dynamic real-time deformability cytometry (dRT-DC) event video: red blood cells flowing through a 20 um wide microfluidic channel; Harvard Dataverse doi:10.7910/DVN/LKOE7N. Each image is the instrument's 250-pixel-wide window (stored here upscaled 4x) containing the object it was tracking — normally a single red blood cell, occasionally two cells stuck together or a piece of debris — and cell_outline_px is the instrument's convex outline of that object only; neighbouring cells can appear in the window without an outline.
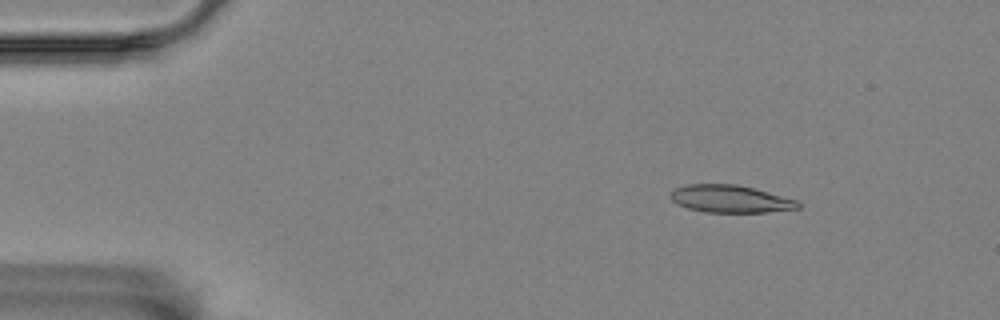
{"species": "Egyptian fruit bat (a non-hibernating species)", "species_latin": "Rousettus aegyptiacus", "temperature_condition": "room temperature", "stored_images_in_passage": 54, "camera_frame_rate_fps": 3000, "um_per_image_px": 0.085, "animal": {"sex": "female"}, "frame": {"image": 1, "passage_image": 7, "time_ms": 2.0, "image_size_px": [1000, 320], "cell_outline_px": [[800, 208], [768, 212], [704, 212], [688, 208], [672, 200], [672, 192], [676, 188], [688, 184], [736, 184], [752, 188], [796, 200], [800, 204]], "centroid_in_image_um": [62.09, 16.91], "position_along_channel_um": 22.9, "area_um2": 20.0}}
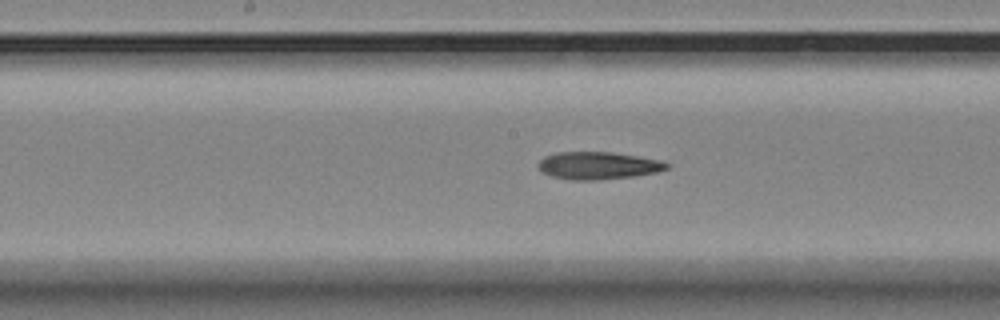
{"frame": {"image": 2, "passage_image": 28, "time_ms": 9.0, "image_size_px": [1000, 320], "cell_outline_px": [[672, 164], [668, 168], [656, 172], [632, 176], [600, 180], [572, 180], [552, 176], [544, 172], [540, 168], [540, 160], [544, 156], [556, 152], [612, 152], [660, 160]], "centroid_in_image_um": [50.87, 14.07], "position_along_channel_um": 197.3, "area_um2": 20.4}}
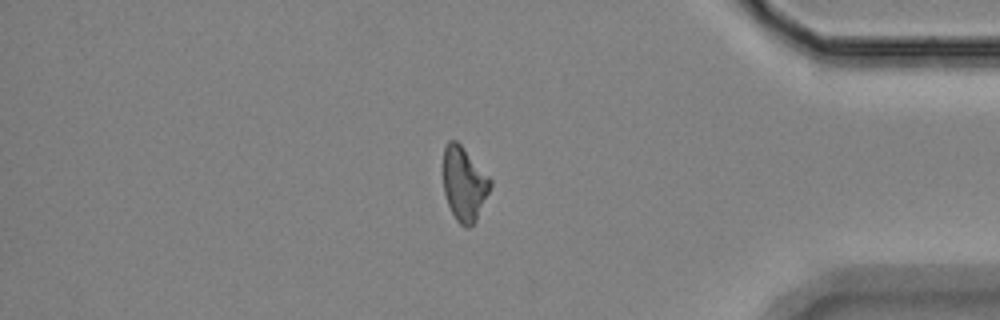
{"frame": {"image": 3, "passage_image": 47, "time_ms": 15.333, "image_size_px": [1000, 320], "cell_outline_px": [[492, 184], [476, 220], [468, 228], [464, 228], [456, 220], [448, 204], [444, 192], [444, 148], [448, 140], [456, 140], [460, 144], [492, 180]], "centroid_in_image_um": [39.45, 15.64], "position_along_channel_um": 395.8, "area_um2": 20.0}}